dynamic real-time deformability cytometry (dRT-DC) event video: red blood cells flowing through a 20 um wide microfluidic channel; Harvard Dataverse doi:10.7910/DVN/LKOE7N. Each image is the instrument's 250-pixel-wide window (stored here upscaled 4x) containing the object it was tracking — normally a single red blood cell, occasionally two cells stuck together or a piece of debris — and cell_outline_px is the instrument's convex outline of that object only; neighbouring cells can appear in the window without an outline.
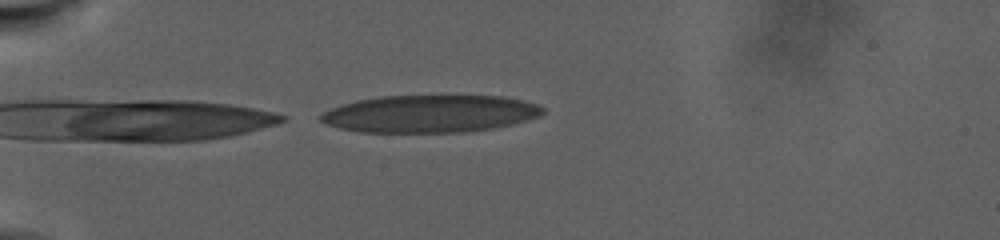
{"species": "human", "species_latin": "Homo sapiens", "temperature_condition": "warm", "stored_images_in_passage": 91, "camera_frame_rate_fps": 3000, "um_per_image_px": 0.085, "donor": {"sex": "male"}, "frame": {"image": 1, "passage_image": 1, "time_ms": 0.0, "image_size_px": [1000, 240], "cell_outline_px": [[544, 112], [540, 116], [512, 124], [492, 128], [464, 132], [360, 132], [340, 128], [328, 124], [320, 120], [320, 116], [324, 112], [340, 104], [356, 100], [380, 96], [504, 96], [524, 100], [540, 104], [544, 108]], "centroid_in_image_um": [36.58, 9.66], "position_along_channel_um": 48.4, "area_um2": 48.44}}
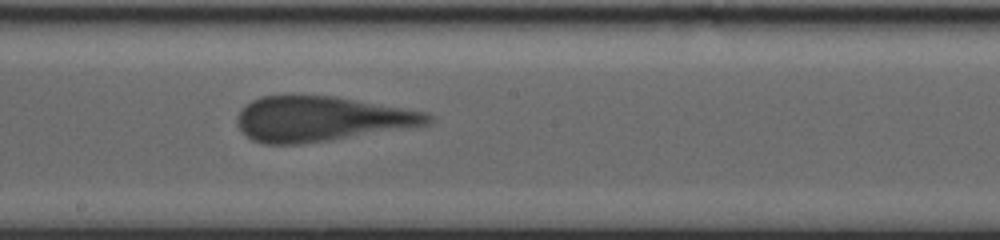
{"frame": {"image": 2, "passage_image": 43, "time_ms": 10.0, "image_size_px": [1000, 240], "cell_outline_px": [[432, 124], [332, 140], [300, 144], [264, 144], [252, 140], [236, 124], [236, 116], [252, 100], [260, 96], [336, 96], [424, 112], [432, 116]], "centroid_in_image_um": [27.3, 10.12], "position_along_channel_um": 220.9, "area_um2": 49.65}}
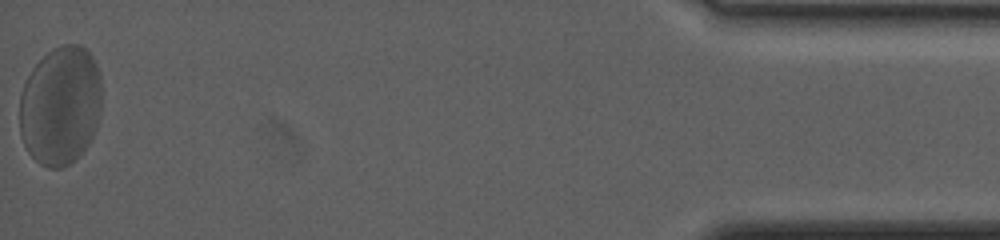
{"frame": {"image": 3, "passage_image": 91, "time_ms": 23.667, "image_size_px": [1000, 240], "cell_outline_px": [[100, 116], [96, 128], [88, 144], [68, 164], [60, 168], [48, 168], [40, 164], [28, 152], [20, 136], [20, 96], [24, 84], [32, 68], [52, 48], [64, 44], [80, 44], [92, 56], [96, 64], [100, 76]], "centroid_in_image_um": [5.13, 8.97], "position_along_channel_um": 430.1, "area_um2": 56.88}}